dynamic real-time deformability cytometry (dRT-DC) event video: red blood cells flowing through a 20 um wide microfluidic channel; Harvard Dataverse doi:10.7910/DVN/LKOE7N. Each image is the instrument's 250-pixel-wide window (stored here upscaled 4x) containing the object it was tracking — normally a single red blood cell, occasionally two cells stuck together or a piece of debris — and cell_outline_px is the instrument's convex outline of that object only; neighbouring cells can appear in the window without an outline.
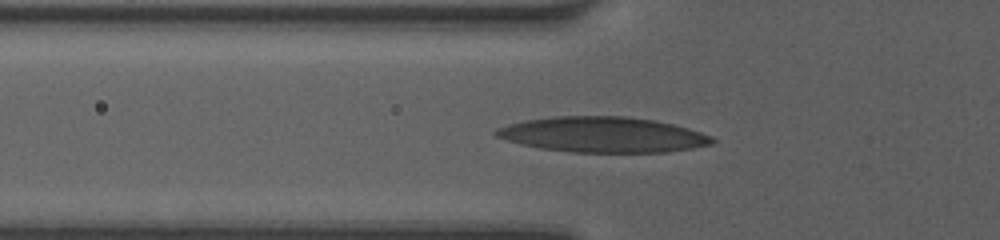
{"species": "human", "species_latin": "Homo sapiens", "temperature_condition": "room temperature", "stored_images_in_passage": 37, "camera_frame_rate_fps": 3000, "um_per_image_px": 0.085, "donor": {"sex": "female"}, "frame": {"image": 1, "passage_image": 12, "time_ms": 3.667, "image_size_px": [1000, 240], "cell_outline_px": [[716, 140], [712, 144], [692, 148], [668, 152], [572, 152], [540, 148], [508, 140], [496, 136], [492, 132], [496, 128], [508, 124], [524, 120], [552, 116], [628, 116], [656, 120], [688, 128], [712, 136]], "centroid_in_image_um": [51.24, 11.43], "position_along_channel_um": 74.6, "area_um2": 44.68}}
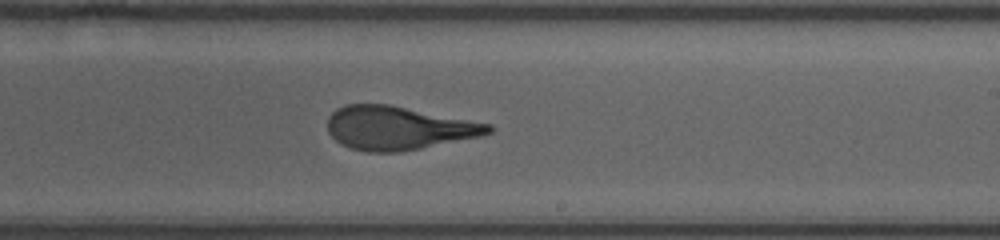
{"frame": {"image": 2, "passage_image": 25, "time_ms": 8.0, "image_size_px": [1000, 240], "cell_outline_px": [[496, 128], [492, 132], [480, 136], [400, 152], [368, 152], [352, 148], [340, 144], [328, 132], [328, 116], [336, 108], [344, 104], [388, 104], [492, 124]], "centroid_in_image_um": [33.85, 10.87], "position_along_channel_um": 255.2, "area_um2": 40.75}}
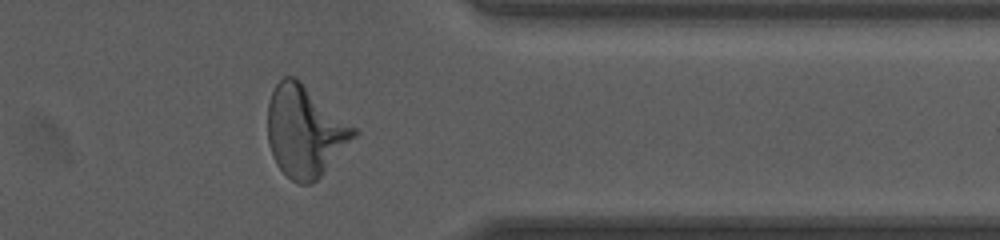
{"frame": {"image": 3, "passage_image": 35, "time_ms": 11.333, "image_size_px": [1000, 240], "cell_outline_px": [[360, 132], [320, 176], [312, 184], [296, 184], [276, 164], [272, 156], [268, 144], [268, 100], [276, 84], [284, 76], [296, 76], [356, 128]], "centroid_in_image_um": [25.91, 11.14], "position_along_channel_um": 385.5, "area_um2": 45.78}, "authors_computed_cell_mechanics": {"area_um2": 41.038, "velocity_mm_per_s": 4.1524, "shape_relaxation_time_tau1_ms": 5.3725, "shape_relaxation_time_tau2_ms": 1.2868, "deformation_change_tau1": 0.2401, "deformation_change_tau2": 0.0964}}